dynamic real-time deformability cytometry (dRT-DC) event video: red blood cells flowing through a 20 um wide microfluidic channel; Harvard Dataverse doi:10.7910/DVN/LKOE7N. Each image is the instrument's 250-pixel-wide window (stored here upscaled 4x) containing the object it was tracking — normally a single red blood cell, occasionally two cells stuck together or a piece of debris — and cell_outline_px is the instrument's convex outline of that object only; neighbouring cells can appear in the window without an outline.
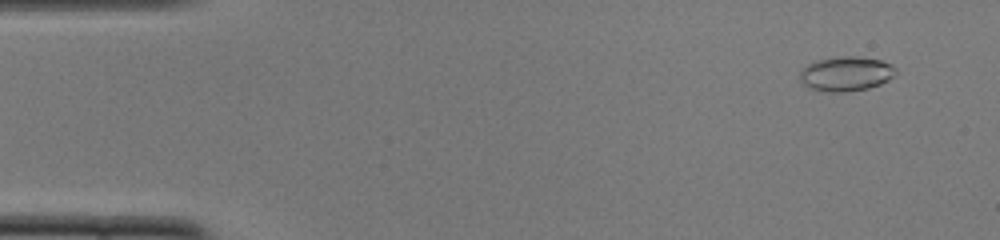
{"species": "common noctule bat (a hibernating species)", "species_latin": "Nyctalus noctula", "temperature_condition": "cold", "stored_images_in_passage": 48, "camera_frame_rate_fps": 3000, "um_per_image_px": 0.085, "animal": {"sex": "female", "body_mass_g": 22.0, "forearm_length_mm": 56.7}, "frame": {"image": 1, "passage_image": 4, "time_ms": 1.0, "image_size_px": [1000, 240], "cell_outline_px": [[896, 72], [888, 80], [880, 84], [868, 88], [848, 92], [828, 92], [812, 88], [804, 84], [800, 80], [800, 72], [808, 64], [816, 60], [844, 56], [856, 56], [880, 60], [892, 64], [896, 68]], "centroid_in_image_um": [71.93, 6.27], "position_along_channel_um": 13.1, "area_um2": 19.19}}
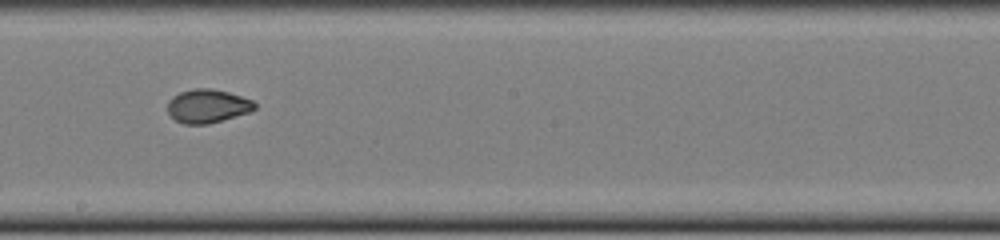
{"frame": {"image": 2, "passage_image": 29, "time_ms": 9.333, "image_size_px": [1000, 240], "cell_outline_px": [[256, 108], [252, 112], [208, 124], [184, 124], [176, 120], [168, 112], [168, 100], [172, 96], [180, 92], [192, 88], [212, 88], [228, 92], [252, 100], [256, 104]], "centroid_in_image_um": [17.65, 9.01], "position_along_channel_um": 230.5, "area_um2": 17.17}}
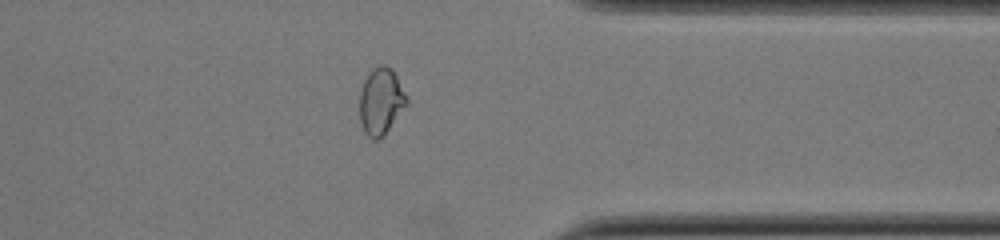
{"frame": {"image": 3, "passage_image": 41, "time_ms": 13.333, "image_size_px": [1000, 240], "cell_outline_px": [[408, 104], [384, 136], [376, 140], [372, 140], [364, 132], [360, 120], [360, 92], [364, 80], [372, 68], [380, 64], [384, 64], [392, 68], [408, 100]], "centroid_in_image_um": [32.38, 8.62], "position_along_channel_um": 379.0, "area_um2": 18.38}}